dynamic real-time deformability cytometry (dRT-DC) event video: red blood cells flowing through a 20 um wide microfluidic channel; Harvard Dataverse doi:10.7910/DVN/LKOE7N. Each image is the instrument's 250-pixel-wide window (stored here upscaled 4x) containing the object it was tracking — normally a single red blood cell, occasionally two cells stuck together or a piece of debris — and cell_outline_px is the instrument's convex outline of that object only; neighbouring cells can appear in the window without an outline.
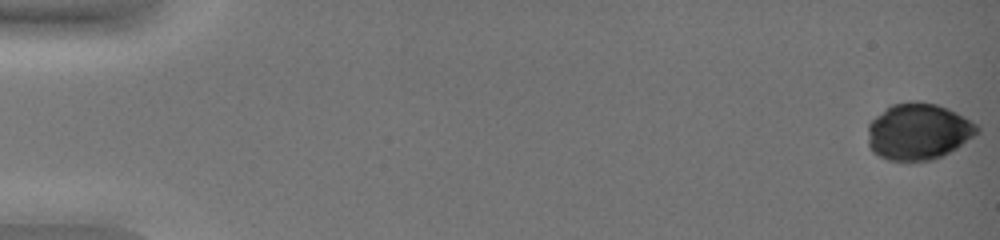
{"species": "common noctule bat (a hibernating species)", "species_latin": "Nyctalus noctula", "temperature_condition": "warm", "stored_images_in_passage": 52, "camera_frame_rate_fps": 3000, "um_per_image_px": 0.085, "animal": {"sex": "female", "body_mass_g": 19.0, "forearm_length_mm": 51.5}, "frame": {"image": 1, "passage_image": 1, "time_ms": 0.0, "image_size_px": [1000, 240], "cell_outline_px": [[980, 132], [944, 156], [932, 160], [888, 160], [872, 152], [868, 144], [868, 124], [876, 116], [892, 104], [908, 100], [916, 100], [936, 104], [948, 108], [964, 116], [976, 124], [980, 128]], "centroid_in_image_um": [78.06, 11.17], "position_along_channel_um": 6.9, "area_um2": 36.18}}
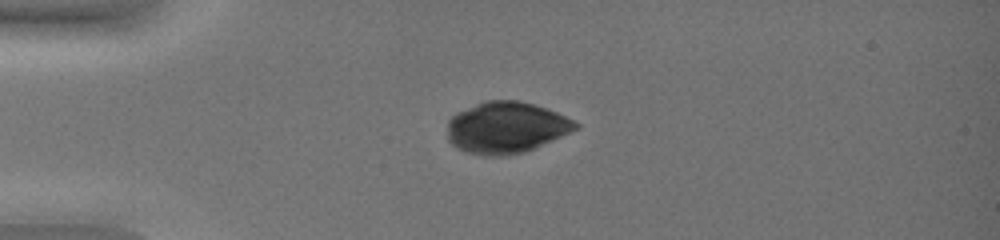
{"frame": {"image": 2, "passage_image": 15, "time_ms": 4.667, "image_size_px": [1000, 240], "cell_outline_px": [[580, 128], [524, 152], [504, 156], [484, 156], [464, 152], [456, 148], [448, 140], [448, 120], [456, 112], [484, 100], [520, 100], [556, 112], [580, 124]], "centroid_in_image_um": [42.98, 10.85], "position_along_channel_um": 42.0, "area_um2": 38.49}}
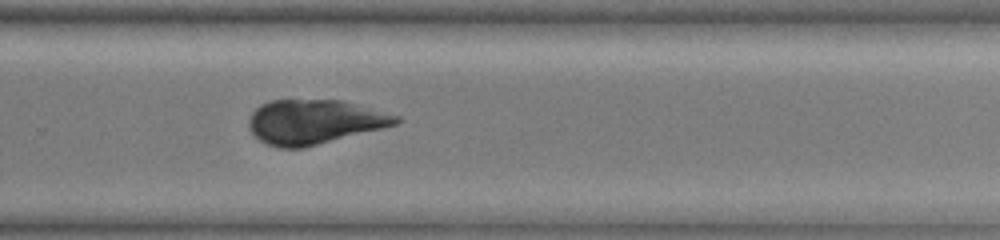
{"frame": {"image": 3, "passage_image": 38, "time_ms": 12.333, "image_size_px": [1000, 240], "cell_outline_px": [[404, 120], [400, 124], [304, 148], [280, 148], [264, 144], [252, 136], [248, 128], [248, 120], [252, 112], [260, 104], [272, 100], [344, 100], [400, 116]], "centroid_in_image_um": [26.72, 10.37], "position_along_channel_um": 303.1, "area_um2": 38.78}}